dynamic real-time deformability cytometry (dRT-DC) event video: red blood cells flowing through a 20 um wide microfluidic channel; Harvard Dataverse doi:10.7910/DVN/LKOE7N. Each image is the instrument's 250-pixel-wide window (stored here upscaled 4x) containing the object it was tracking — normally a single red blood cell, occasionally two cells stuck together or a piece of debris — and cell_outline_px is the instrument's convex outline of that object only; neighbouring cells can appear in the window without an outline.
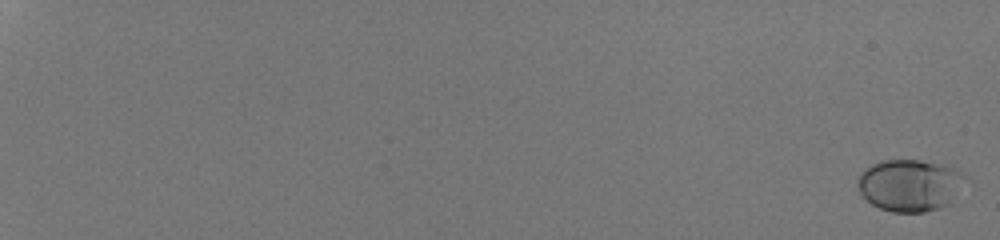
{"species": "human", "species_latin": "Homo sapiens", "temperature_condition": "room temperature", "stored_images_in_passage": 55, "camera_frame_rate_fps": 3000, "um_per_image_px": 0.085, "donor": {"sex": "male"}, "frame": {"image": 1, "passage_image": 1, "time_ms": 0.0, "image_size_px": [1000, 240], "cell_outline_px": [[968, 176], [948, 204], [940, 208], [924, 212], [892, 212], [880, 208], [872, 204], [860, 192], [856, 184], [860, 172], [864, 168], [880, 160], [920, 160], [952, 164], [964, 172]], "centroid_in_image_um": [77.36, 15.7], "position_along_channel_um": 7.6, "area_um2": 33.06}}
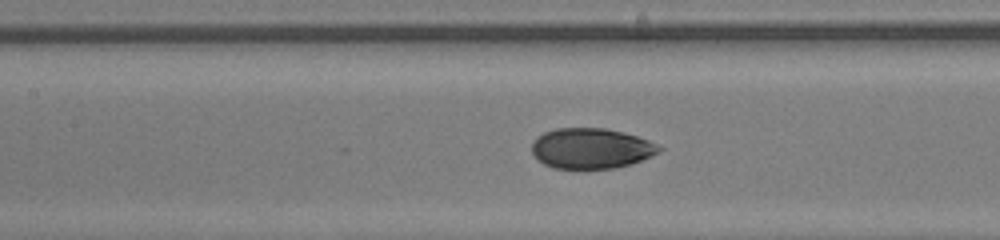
{"frame": {"image": 2, "passage_image": 32, "time_ms": 10.333, "image_size_px": [1000, 240], "cell_outline_px": [[664, 148], [660, 152], [632, 164], [616, 168], [556, 168], [544, 164], [532, 152], [532, 140], [536, 136], [544, 132], [556, 128], [604, 128], [624, 132], [648, 140]], "centroid_in_image_um": [50.25, 12.6], "position_along_channel_um": 157.1, "area_um2": 30.0}}
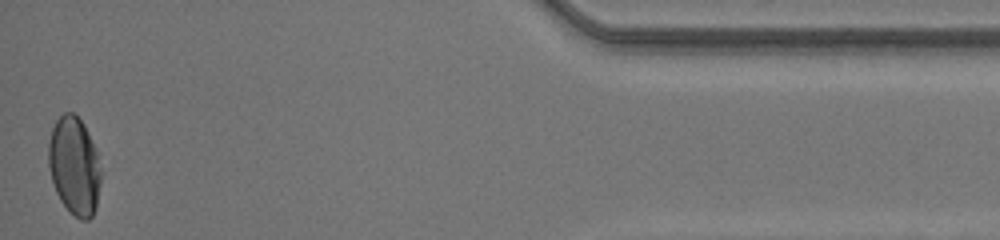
{"frame": {"image": 3, "passage_image": 55, "time_ms": 18.0, "image_size_px": [1000, 240], "cell_outline_px": [[100, 184], [96, 208], [92, 216], [88, 220], [80, 220], [60, 200], [56, 192], [48, 168], [48, 144], [52, 128], [56, 120], [64, 112], [72, 112], [84, 124], [96, 152], [100, 168]], "centroid_in_image_um": [6.3, 14.1], "position_along_channel_um": 428.9, "area_um2": 29.71}, "authors_computed_cell_mechanics": {"area_um2": 30.4028, "velocity_mm_per_s": 4.2434, "shape_relaxation_time_tau1_ms": 5.3968, "shape_relaxation_time_tau2_ms": null, "deformation_change_tau1": 0.1497, "deformation_change_tau2": null}}